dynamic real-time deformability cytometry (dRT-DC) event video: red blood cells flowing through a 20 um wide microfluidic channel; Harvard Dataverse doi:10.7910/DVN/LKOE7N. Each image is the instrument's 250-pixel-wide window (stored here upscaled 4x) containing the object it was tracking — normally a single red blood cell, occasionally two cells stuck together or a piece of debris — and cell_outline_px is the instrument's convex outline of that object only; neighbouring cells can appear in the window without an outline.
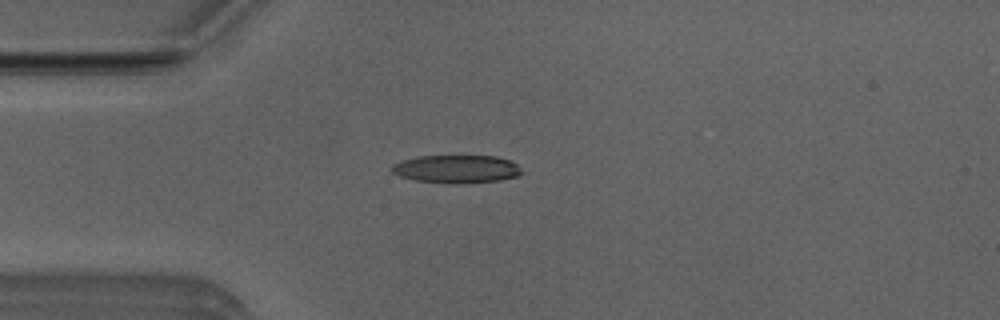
{"species": "Egyptian fruit bat (a non-hibernating species)", "species_latin": "Rousettus aegyptiacus", "temperature_condition": "room temperature", "stored_images_in_passage": 4, "camera_frame_rate_fps": 3000, "um_per_image_px": 0.085, "animal": {"sex": "male"}, "frame": {"image": 1, "passage_image": 3, "time_ms": 0.667, "image_size_px": [1000, 320], "cell_outline_px": [[524, 172], [516, 176], [500, 180], [452, 184], [416, 180], [400, 176], [392, 172], [392, 164], [416, 156], [496, 156], [508, 160], [516, 164]], "centroid_in_image_um": [38.8, 14.36], "position_along_channel_um": 46.2, "area_um2": 21.04}}